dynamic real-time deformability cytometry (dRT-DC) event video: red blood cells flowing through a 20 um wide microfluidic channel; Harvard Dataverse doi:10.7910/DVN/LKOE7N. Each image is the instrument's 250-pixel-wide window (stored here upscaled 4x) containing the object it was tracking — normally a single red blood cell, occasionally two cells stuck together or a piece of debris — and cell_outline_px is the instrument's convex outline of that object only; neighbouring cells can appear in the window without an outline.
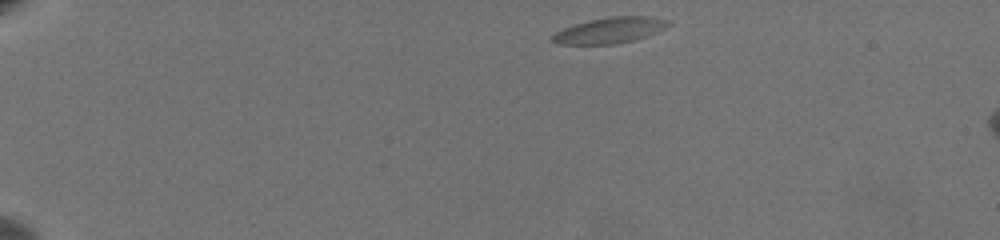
{"species": "common noctule bat (a hibernating species)", "species_latin": "Nyctalus noctula", "temperature_condition": "warm", "stored_images_in_passage": 53, "camera_frame_rate_fps": 3000, "um_per_image_px": 0.085, "animal": {"sex": "female", "body_mass_g": 19.5, "forearm_length_mm": 54.1}, "frame": {"image": 1, "passage_image": 1, "time_ms": 0.0, "image_size_px": [1000, 240], "cell_outline_px": [[668, 24], [664, 28], [644, 36], [632, 40], [612, 44], [560, 44], [548, 40], [556, 32], [564, 28], [576, 24], [608, 16], [648, 16], [668, 20]], "centroid_in_image_um": [51.77, 2.57], "position_along_channel_um": 33.2, "area_um2": 16.99}}
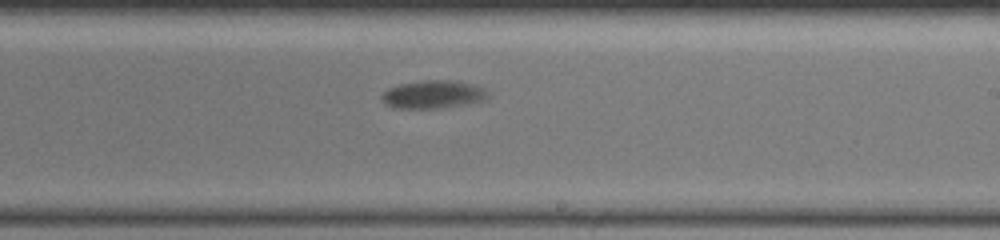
{"frame": {"image": 2, "passage_image": 30, "time_ms": 9.667, "image_size_px": [1000, 240], "cell_outline_px": [[488, 96], [484, 100], [432, 108], [400, 108], [388, 104], [384, 100], [384, 92], [388, 88], [400, 84], [420, 80], [452, 80], [472, 84], [484, 88], [488, 92]], "centroid_in_image_um": [36.83, 7.99], "position_along_channel_um": 252.2, "area_um2": 16.7}}
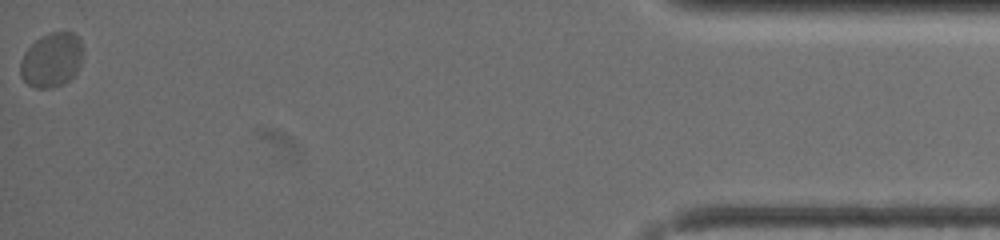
{"frame": {"image": 3, "passage_image": 53, "time_ms": 17.333, "image_size_px": [1000, 240], "cell_outline_px": [[84, 48], [80, 64], [76, 72], [64, 84], [48, 88], [36, 88], [28, 84], [24, 80], [20, 72], [20, 60], [24, 52], [36, 40], [52, 32], [72, 32], [80, 40]], "centroid_in_image_um": [4.39, 5.1], "position_along_channel_um": 430.8, "area_um2": 19.71}, "authors_computed_cell_mechanics": {"area_um2": 16.9354, "velocity_mm_per_s": 3.3145, "shape_relaxation_time_tau1_ms": 5.8958, "shape_relaxation_time_tau2_ms": null, "deformation_change_tau1": 0.202, "deformation_change_tau2": null}}